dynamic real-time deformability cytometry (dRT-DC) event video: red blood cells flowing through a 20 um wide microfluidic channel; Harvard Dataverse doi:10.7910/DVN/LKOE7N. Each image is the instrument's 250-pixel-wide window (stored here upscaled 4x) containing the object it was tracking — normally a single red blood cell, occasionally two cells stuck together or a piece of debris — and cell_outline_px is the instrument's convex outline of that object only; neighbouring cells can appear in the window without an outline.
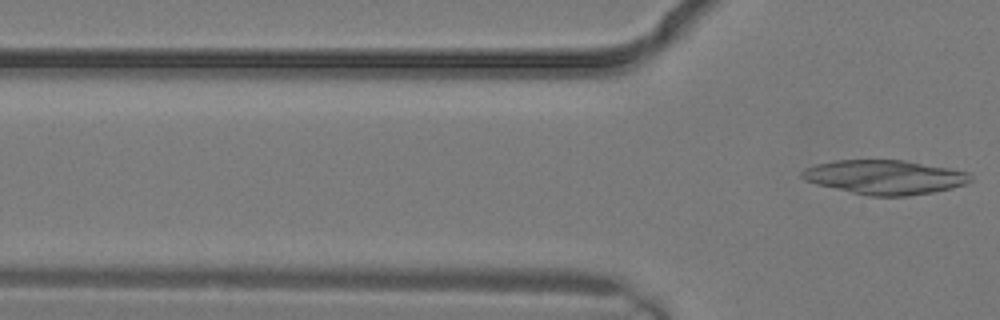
{"species": "common noctule bat (a hibernating species)", "species_latin": "Nyctalus noctula", "temperature_condition": "warm", "stored_images_in_passage": 3, "camera_frame_rate_fps": 3000, "um_per_image_px": 0.085, "animal": {"sex": "male", "body_mass_g": 19.2, "forearm_length_mm": 51.8}, "frame": {"image": 1, "passage_image": 3, "time_ms": 0.667, "image_size_px": [1000, 320], "cell_outline_px": [[972, 180], [964, 184], [952, 188], [932, 192], [908, 196], [868, 196], [816, 184], [804, 180], [800, 176], [800, 172], [804, 168], [816, 164], [832, 160], [904, 160], [952, 168], [968, 172], [972, 176]], "centroid_in_image_um": [75.19, 15.05], "position_along_channel_um": 50.6, "area_um2": 33.87}}